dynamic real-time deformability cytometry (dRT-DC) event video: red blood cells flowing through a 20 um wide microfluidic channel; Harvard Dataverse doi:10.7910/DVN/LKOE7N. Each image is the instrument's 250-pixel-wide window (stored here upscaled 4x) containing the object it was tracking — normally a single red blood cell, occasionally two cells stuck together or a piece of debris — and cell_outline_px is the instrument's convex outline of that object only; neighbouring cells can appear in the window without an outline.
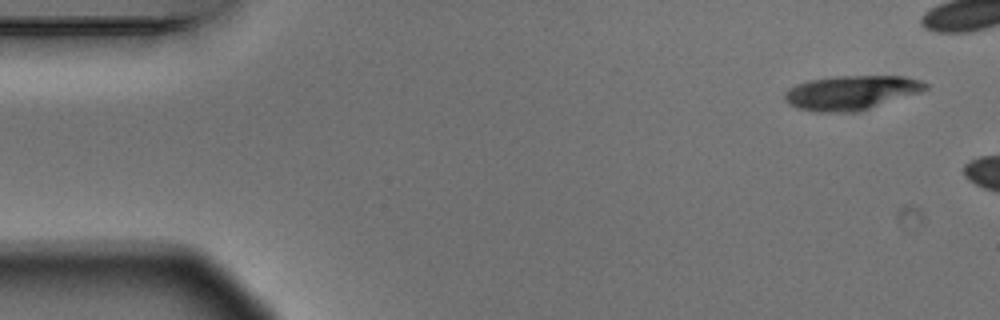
{"species": "Egyptian fruit bat (a non-hibernating species)", "species_latin": "Rousettus aegyptiacus", "temperature_condition": "warm", "stored_images_in_passage": 3, "camera_frame_rate_fps": 3000, "um_per_image_px": 0.085, "animal": {"sex": "male"}, "frame": {"image": 1, "passage_image": 1, "time_ms": 0.0, "image_size_px": [1000, 320], "cell_outline_px": [[928, 88], [920, 92], [856, 112], [820, 112], [800, 108], [788, 104], [784, 100], [784, 92], [788, 88], [796, 84], [812, 80], [836, 76], [904, 76], [920, 80], [928, 84]], "centroid_in_image_um": [72.33, 7.87], "position_along_channel_um": 12.7, "area_um2": 27.86}}